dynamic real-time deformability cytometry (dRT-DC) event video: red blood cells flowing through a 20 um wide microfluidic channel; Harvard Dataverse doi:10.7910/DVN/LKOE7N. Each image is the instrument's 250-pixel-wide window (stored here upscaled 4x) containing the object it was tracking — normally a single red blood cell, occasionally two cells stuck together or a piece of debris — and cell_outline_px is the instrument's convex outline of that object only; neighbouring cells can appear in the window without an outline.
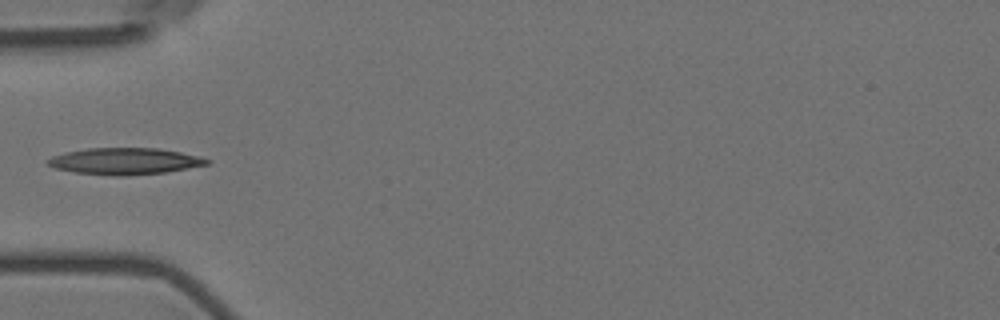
{"species": "Egyptian fruit bat (a non-hibernating species)", "species_latin": "Rousettus aegyptiacus", "temperature_condition": "room temperature", "stored_images_in_passage": 40, "camera_frame_rate_fps": 3000, "um_per_image_px": 0.085, "animal": {"sex": "female"}, "frame": {"image": 1, "passage_image": 1, "time_ms": 0.0, "image_size_px": [1000, 320], "cell_outline_px": [[212, 160], [208, 164], [164, 172], [128, 176], [112, 176], [76, 172], [56, 168], [48, 164], [44, 160], [52, 156], [64, 152], [88, 148], [160, 148], [180, 152]], "centroid_in_image_um": [10.57, 13.7], "position_along_channel_um": 74.4, "area_um2": 24.57}}
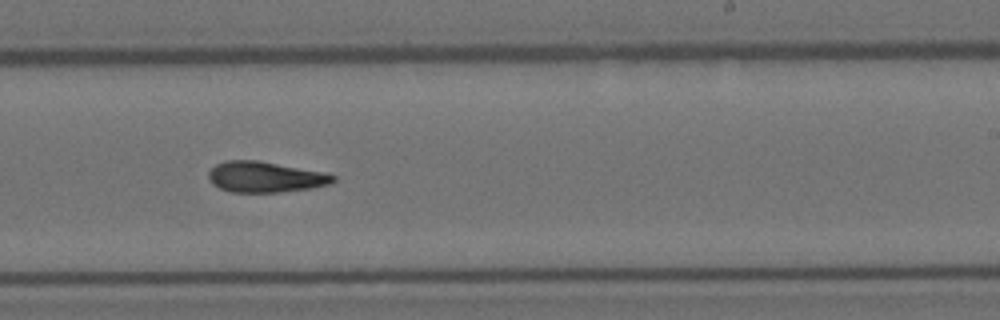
{"frame": {"image": 2, "passage_image": 17, "time_ms": 5.333, "image_size_px": [1000, 320], "cell_outline_px": [[336, 180], [332, 184], [312, 188], [280, 192], [228, 192], [212, 184], [208, 180], [208, 172], [216, 164], [224, 160], [256, 160], [324, 172], [336, 176]], "centroid_in_image_um": [22.53, 15.05], "position_along_channel_um": 266.5, "area_um2": 22.48}}
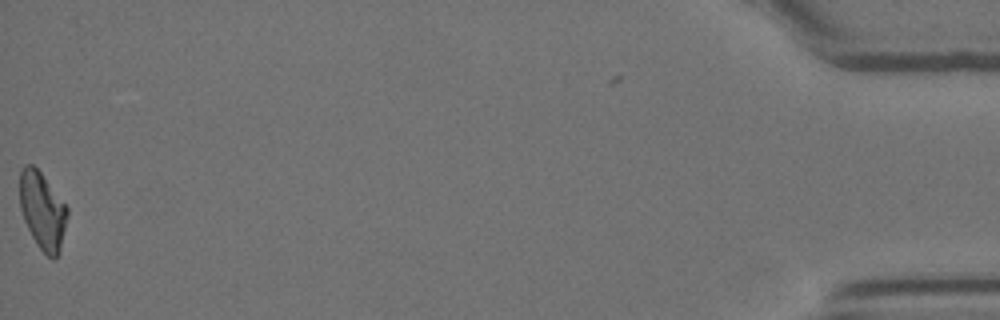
{"frame": {"image": 3, "passage_image": 39, "time_ms": 12.667, "image_size_px": [1000, 320], "cell_outline_px": [[68, 216], [60, 248], [56, 256], [52, 260], [36, 244], [24, 220], [20, 208], [20, 168], [24, 164], [32, 164], [40, 172], [68, 208]], "centroid_in_image_um": [3.59, 17.89], "position_along_channel_um": 431.6, "area_um2": 21.15}}